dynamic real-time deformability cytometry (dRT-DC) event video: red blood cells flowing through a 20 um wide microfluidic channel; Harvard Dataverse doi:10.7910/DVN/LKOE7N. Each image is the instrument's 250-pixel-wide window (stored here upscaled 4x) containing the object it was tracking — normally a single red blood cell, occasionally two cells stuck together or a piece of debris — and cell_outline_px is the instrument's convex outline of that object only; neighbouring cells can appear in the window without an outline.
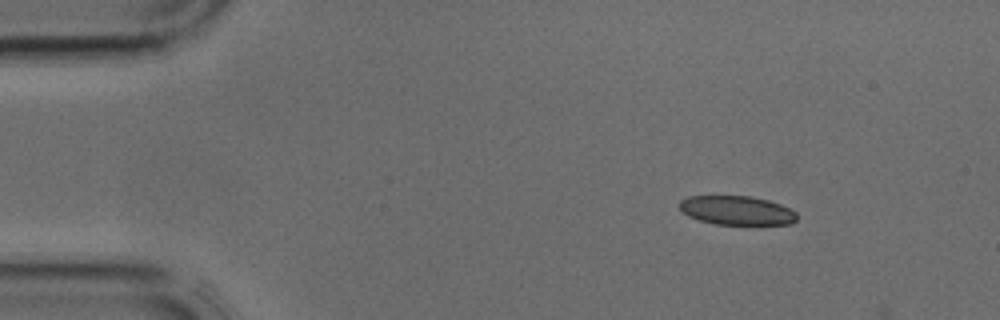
{"species": "common noctule bat (a hibernating species)", "species_latin": "Nyctalus noctula", "temperature_condition": "cold", "stored_images_in_passage": 2, "camera_frame_rate_fps": 3000, "um_per_image_px": 0.085, "animal": {"sex": "male", "body_mass_g": 17.9, "forearm_length_mm": 54.2}, "frame": {"image": 1, "passage_image": 1, "time_ms": 0.0, "image_size_px": [1000, 320], "cell_outline_px": [[796, 220], [792, 224], [716, 224], [700, 220], [688, 216], [680, 212], [676, 204], [680, 200], [688, 196], [752, 196], [768, 200], [780, 204], [796, 212]], "centroid_in_image_um": [62.56, 17.87], "position_along_channel_um": 22.4, "area_um2": 20.0}}